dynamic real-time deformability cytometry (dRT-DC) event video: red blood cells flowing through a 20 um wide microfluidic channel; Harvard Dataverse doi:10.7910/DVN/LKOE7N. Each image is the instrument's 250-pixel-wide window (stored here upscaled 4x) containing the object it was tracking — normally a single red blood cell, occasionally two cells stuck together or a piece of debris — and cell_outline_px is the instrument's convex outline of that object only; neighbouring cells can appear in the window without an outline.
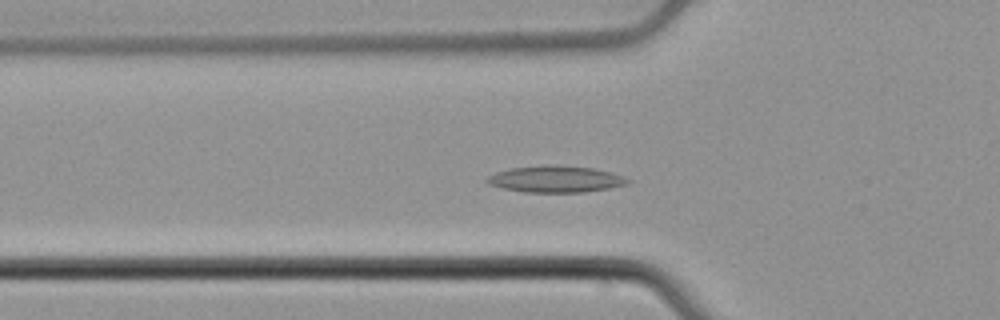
{"species": "common noctule bat (a hibernating species)", "species_latin": "Nyctalus noctula", "temperature_condition": "cold", "stored_images_in_passage": 54, "camera_frame_rate_fps": 3000, "um_per_image_px": 0.085, "animal": {"sex": "male", "body_mass_g": 21.5, "forearm_length_mm": 52.0}, "frame": {"image": 1, "passage_image": 17, "time_ms": 5.333, "image_size_px": [1000, 320], "cell_outline_px": [[632, 180], [628, 184], [608, 188], [584, 192], [524, 192], [504, 188], [488, 184], [484, 180], [488, 176], [496, 172], [512, 168], [548, 164], [556, 164], [592, 168], [612, 172], [624, 176]], "centroid_in_image_um": [47.25, 15.21], "position_along_channel_um": 78.6, "area_um2": 21.91}}
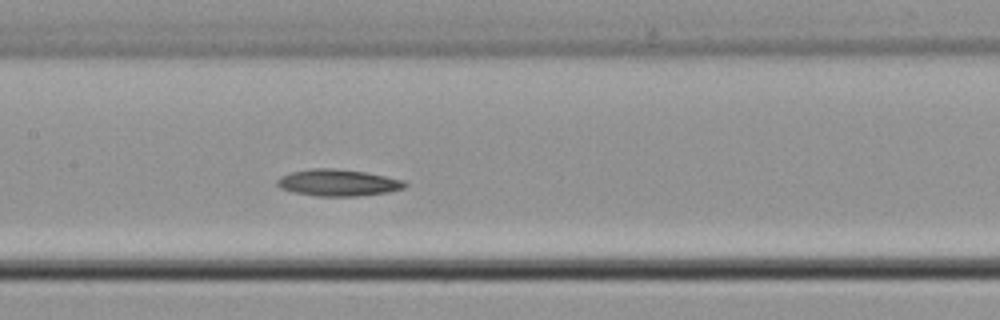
{"frame": {"image": 2, "passage_image": 25, "time_ms": 8.0, "image_size_px": [1000, 320], "cell_outline_px": [[408, 184], [404, 188], [388, 192], [360, 196], [316, 196], [296, 192], [280, 188], [276, 184], [276, 180], [280, 176], [288, 172], [312, 168], [332, 168], [364, 172], [404, 180]], "centroid_in_image_um": [28.71, 15.52], "position_along_channel_um": 178.7, "area_um2": 19.88}}
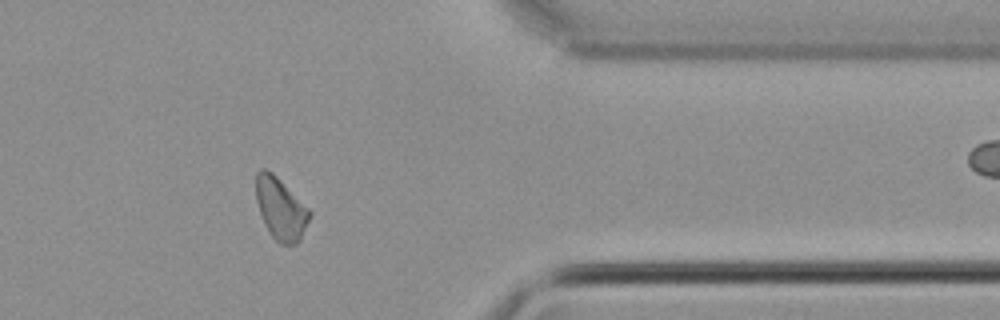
{"frame": {"image": 3, "passage_image": 43, "time_ms": 14.0, "image_size_px": [1000, 320], "cell_outline_px": [[312, 216], [300, 240], [296, 244], [280, 244], [272, 236], [264, 224], [256, 200], [256, 172], [260, 168], [264, 168], [272, 172], [312, 212]], "centroid_in_image_um": [23.86, 17.75], "position_along_channel_um": 387.5, "area_um2": 19.31}, "authors_computed_cell_mechanics": {"area_um2": 19.8543, "velocity_mm_per_s": 3.772, "shape_relaxation_time_tau1_ms": 5.6103, "shape_relaxation_time_tau2_ms": null, "deformation_change_tau1": 0.086, "deformation_change_tau2": null}}